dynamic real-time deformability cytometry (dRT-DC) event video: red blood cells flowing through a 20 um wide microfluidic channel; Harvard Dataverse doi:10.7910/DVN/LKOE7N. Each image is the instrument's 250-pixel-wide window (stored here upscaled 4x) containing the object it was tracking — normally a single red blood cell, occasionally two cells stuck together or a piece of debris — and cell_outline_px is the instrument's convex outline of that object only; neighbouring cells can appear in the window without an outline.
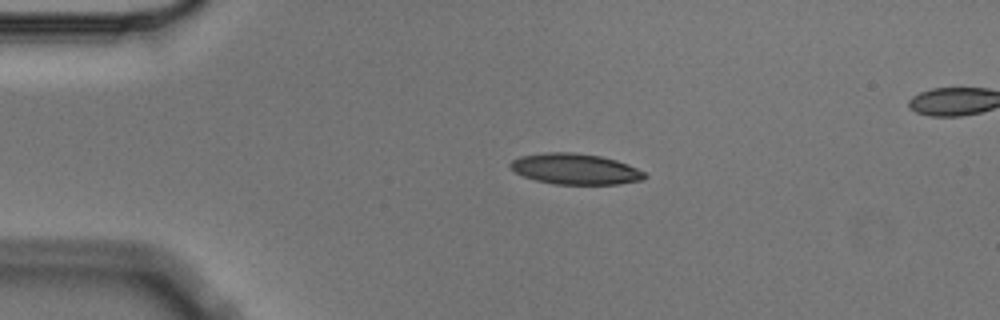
{"species": "Egyptian fruit bat (a non-hibernating species)", "species_latin": "Rousettus aegyptiacus", "temperature_condition": "cold", "stored_images_in_passage": 4, "segment_of_instrument_passage": [1, 2], "camera_frame_rate_fps": 3000, "um_per_image_px": 0.085, "animal": {"sex": "male"}, "frame": {"image": 1, "passage_image": 2, "time_ms": 0.333, "image_size_px": [1000, 320], "cell_outline_px": [[648, 176], [644, 180], [620, 184], [556, 184], [536, 180], [524, 176], [516, 172], [508, 164], [512, 160], [520, 156], [544, 152], [572, 152], [600, 156], [616, 160], [628, 164], [644, 172]], "centroid_in_image_um": [48.92, 14.36], "position_along_channel_um": 36.1, "area_um2": 24.1}}